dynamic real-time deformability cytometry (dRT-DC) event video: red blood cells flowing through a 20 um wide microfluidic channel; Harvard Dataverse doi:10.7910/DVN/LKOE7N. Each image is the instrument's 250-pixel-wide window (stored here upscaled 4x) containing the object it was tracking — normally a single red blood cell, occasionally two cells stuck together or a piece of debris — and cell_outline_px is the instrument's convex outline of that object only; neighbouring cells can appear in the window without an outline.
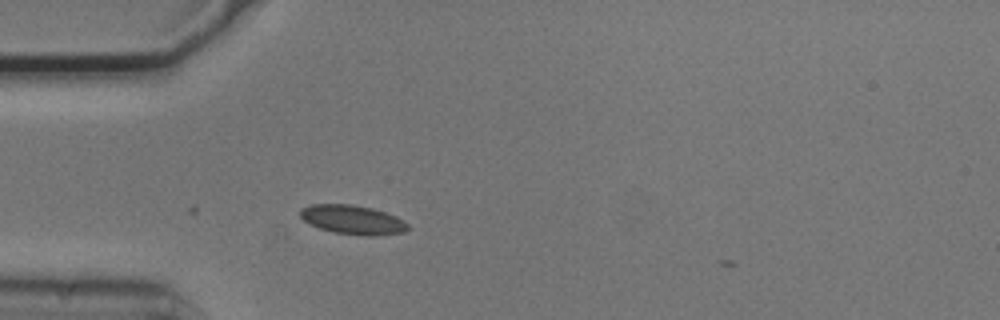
{"species": "common noctule bat (a hibernating species)", "species_latin": "Nyctalus noctula", "temperature_condition": "cold", "stored_images_in_passage": 13, "camera_frame_rate_fps": 3000, "um_per_image_px": 0.085, "animal": {"sex": "male", "body_mass_g": 20.5, "forearm_length_mm": 52.5}, "frame": {"image": 1, "passage_image": 7, "time_ms": 2.0, "image_size_px": [1000, 320], "cell_outline_px": [[412, 228], [404, 232], [380, 236], [360, 236], [336, 232], [320, 228], [308, 224], [300, 216], [300, 208], [312, 204], [352, 204], [372, 208], [396, 216], [404, 220]], "centroid_in_image_um": [30.01, 18.68], "position_along_channel_um": 55.0, "area_um2": 18.55}}